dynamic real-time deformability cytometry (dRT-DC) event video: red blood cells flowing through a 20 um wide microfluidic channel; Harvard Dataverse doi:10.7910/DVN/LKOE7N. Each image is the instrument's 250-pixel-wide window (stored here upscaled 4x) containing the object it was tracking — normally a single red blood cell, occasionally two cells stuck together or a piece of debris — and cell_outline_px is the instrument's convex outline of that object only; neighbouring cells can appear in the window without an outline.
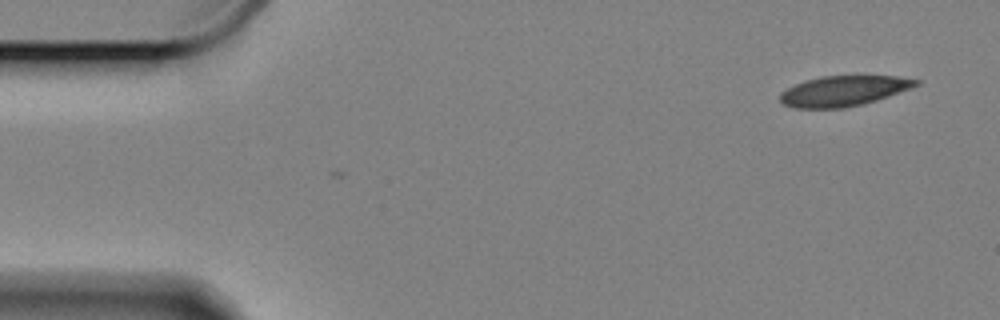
{"species": "Egyptian fruit bat (a non-hibernating species)", "species_latin": "Rousettus aegyptiacus", "temperature_condition": "cold", "stored_images_in_passage": 2, "camera_frame_rate_fps": 3000, "um_per_image_px": 0.085, "animal": {"sex": "female"}, "frame": {"image": 1, "passage_image": 1, "time_ms": 0.0, "image_size_px": [1000, 320], "cell_outline_px": [[920, 84], [912, 88], [864, 104], [844, 108], [792, 108], [784, 104], [780, 100], [780, 92], [796, 84], [808, 80], [824, 76], [896, 76], [920, 80]], "centroid_in_image_um": [71.72, 7.74], "position_along_channel_um": 13.3, "area_um2": 23.87}}